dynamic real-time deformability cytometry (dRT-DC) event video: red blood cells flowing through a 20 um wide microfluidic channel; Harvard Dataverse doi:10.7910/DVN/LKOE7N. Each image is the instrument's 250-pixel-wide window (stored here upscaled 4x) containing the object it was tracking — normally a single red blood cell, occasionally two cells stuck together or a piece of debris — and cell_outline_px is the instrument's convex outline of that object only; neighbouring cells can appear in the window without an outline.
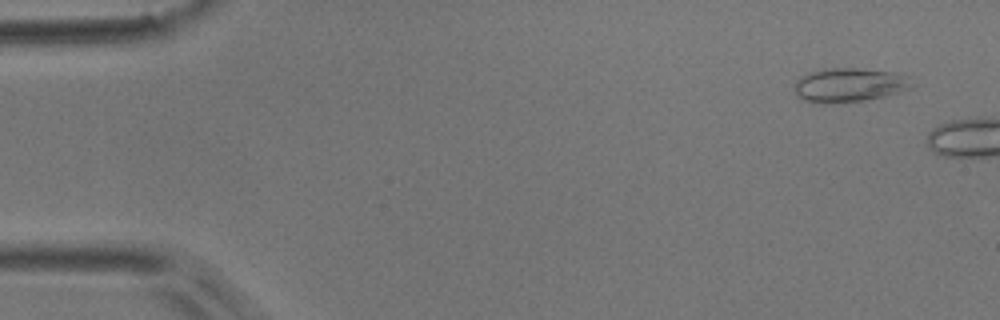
{"species": "common noctule bat (a hibernating species)", "species_latin": "Nyctalus noctula", "temperature_condition": "room temperature", "stored_images_in_passage": 3, "camera_frame_rate_fps": 3000, "um_per_image_px": 0.085, "animal": {"sex": "male", "body_mass_g": 17.9}, "frame": {"image": 1, "passage_image": 1, "time_ms": 0.0, "image_size_px": [1000, 320], "cell_outline_px": [[912, 88], [884, 96], [864, 100], [804, 100], [796, 92], [796, 80], [812, 72], [832, 68], [860, 68], [896, 72], [912, 76]], "centroid_in_image_um": [72.35, 7.16], "position_along_channel_um": 12.6, "area_um2": 22.25}}